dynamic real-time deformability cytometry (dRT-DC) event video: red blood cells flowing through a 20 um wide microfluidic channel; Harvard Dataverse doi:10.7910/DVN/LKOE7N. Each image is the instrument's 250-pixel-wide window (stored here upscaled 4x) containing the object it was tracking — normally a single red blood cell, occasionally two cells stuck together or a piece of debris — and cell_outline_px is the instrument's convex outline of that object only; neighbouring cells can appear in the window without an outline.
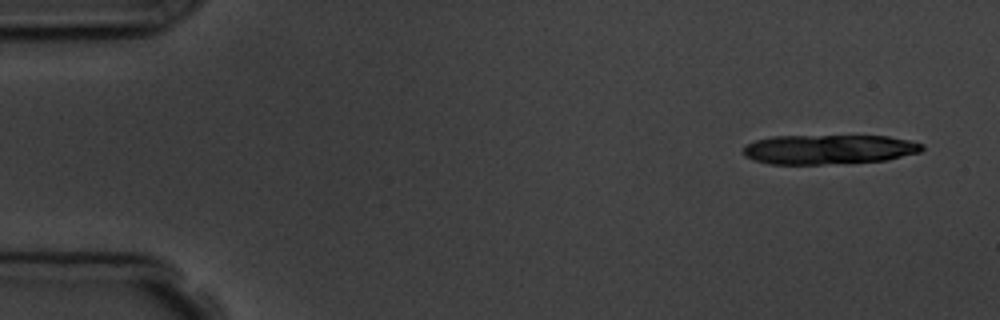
{"species": "common noctule bat (a hibernating species)", "species_latin": "Nyctalus noctula", "temperature_condition": "room temperature", "stored_images_in_passage": 6, "camera_frame_rate_fps": 3000, "um_per_image_px": 0.085, "animal": {"sex": "male", "body_mass_g": 19.5, "forearm_length_mm": 54.6}, "frame": {"image": 1, "passage_image": 1, "time_ms": 0.0, "image_size_px": [1000, 320], "cell_outline_px": [[924, 148], [920, 152], [888, 160], [820, 164], [768, 164], [752, 160], [744, 156], [744, 144], [756, 140], [772, 136], [888, 136], [908, 140], [924, 144]], "centroid_in_image_um": [70.42, 12.69], "position_along_channel_um": 14.6, "area_um2": 30.87}}
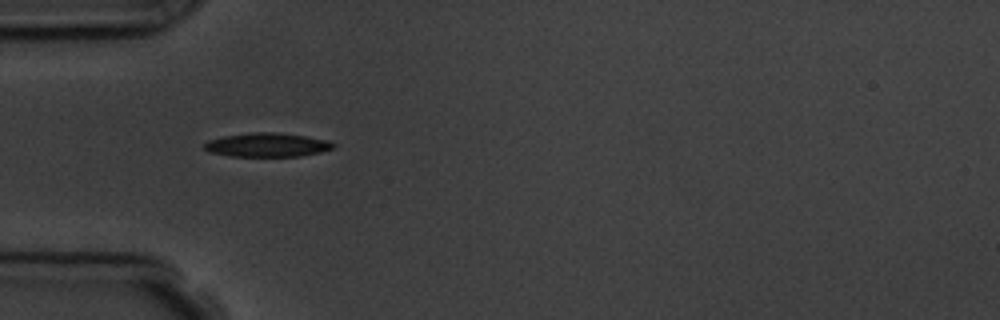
{"frame": {"image": 2, "passage_image": 5, "time_ms": 4.667, "image_size_px": [1000, 320], "cell_outline_px": [[336, 144], [332, 148], [320, 152], [300, 156], [232, 156], [208, 152], [204, 148], [204, 144], [208, 140], [224, 136], [252, 132], [276, 132], [304, 136], [328, 140]], "centroid_in_image_um": [22.69, 12.31], "position_along_channel_um": 62.3, "area_um2": 17.86}}